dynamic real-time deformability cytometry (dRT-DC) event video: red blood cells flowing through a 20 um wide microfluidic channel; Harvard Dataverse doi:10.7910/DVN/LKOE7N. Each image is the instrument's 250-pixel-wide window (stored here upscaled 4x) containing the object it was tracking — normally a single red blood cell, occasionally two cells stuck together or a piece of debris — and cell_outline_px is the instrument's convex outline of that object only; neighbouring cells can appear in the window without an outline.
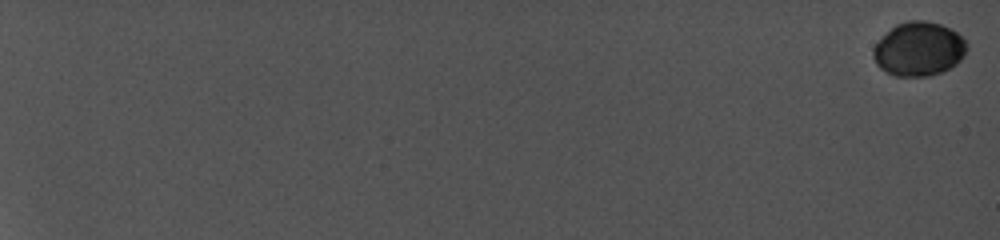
{"species": "common noctule bat (a hibernating species)", "species_latin": "Nyctalus noctula", "temperature_condition": "cold", "stored_images_in_passage": 21, "camera_frame_rate_fps": 5000, "um_per_image_px": 0.085, "animal": {"sex": "female", "body_mass_g": 19.0, "forearm_length_mm": 56.7}, "frame": {"image": 1, "passage_image": 1, "time_ms": 0.0, "image_size_px": [1000, 240], "cell_outline_px": [[968, 48], [964, 56], [956, 64], [940, 72], [928, 76], [896, 76], [880, 68], [876, 64], [872, 56], [872, 52], [876, 44], [896, 24], [908, 20], [924, 20], [940, 24], [952, 28], [968, 44]], "centroid_in_image_um": [78.12, 4.16], "position_along_channel_um": 6.9, "area_um2": 29.3}}
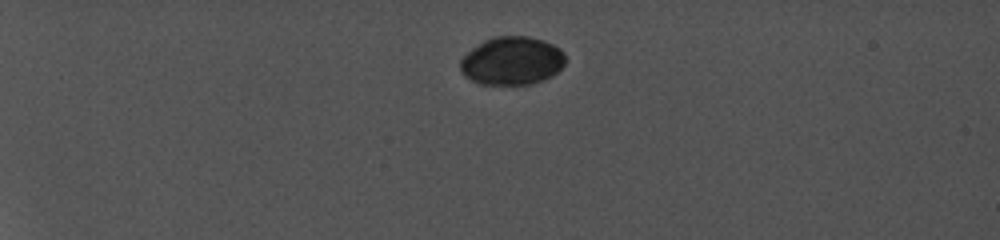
{"frame": {"image": 2, "passage_image": 12, "time_ms": 6.2, "image_size_px": [1000, 240], "cell_outline_px": [[564, 64], [552, 76], [544, 80], [532, 84], [480, 84], [464, 76], [460, 72], [460, 60], [472, 48], [484, 40], [492, 36], [528, 36], [544, 40], [560, 48], [564, 52]], "centroid_in_image_um": [43.51, 5.17], "position_along_channel_um": 41.5, "area_um2": 29.65}}